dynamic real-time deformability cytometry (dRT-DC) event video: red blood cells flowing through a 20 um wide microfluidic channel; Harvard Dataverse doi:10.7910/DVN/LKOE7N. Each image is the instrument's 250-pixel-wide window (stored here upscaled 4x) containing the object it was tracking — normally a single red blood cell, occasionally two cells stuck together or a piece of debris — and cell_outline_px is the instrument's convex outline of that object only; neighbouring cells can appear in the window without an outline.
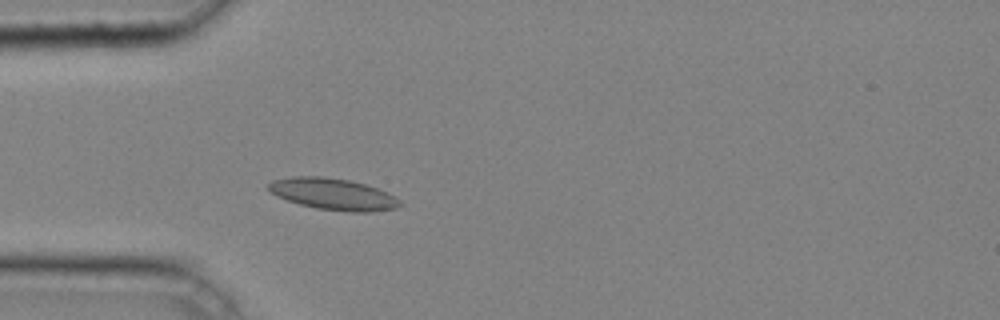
{"species": "common noctule bat (a hibernating species)", "species_latin": "Nyctalus noctula", "temperature_condition": "cold", "stored_images_in_passage": 34, "camera_frame_rate_fps": 3000, "um_per_image_px": 0.085, "animal": {"sex": "male", "body_mass_g": 20.4}, "frame": {"image": 1, "passage_image": 3, "time_ms": 0.667, "image_size_px": [1000, 320], "cell_outline_px": [[400, 204], [396, 208], [372, 212], [348, 212], [316, 208], [300, 204], [276, 196], [268, 188], [268, 184], [272, 180], [292, 176], [324, 176], [348, 180], [364, 184], [388, 192], [400, 200]], "centroid_in_image_um": [28.31, 16.5], "position_along_channel_um": 56.7, "area_um2": 24.1}}
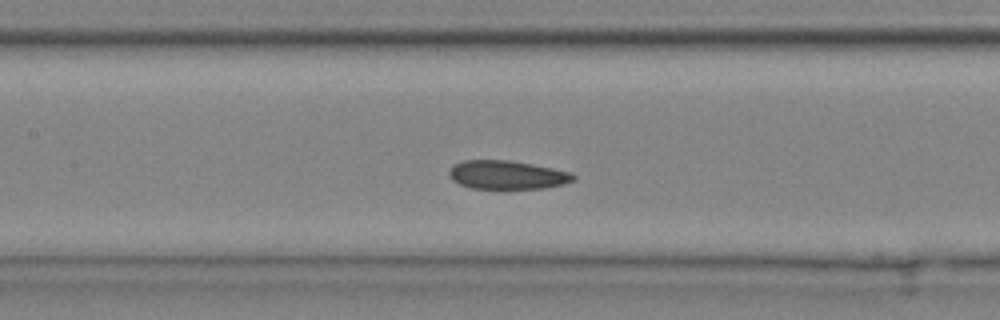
{"frame": {"image": 2, "passage_image": 11, "time_ms": 3.333, "image_size_px": [1000, 320], "cell_outline_px": [[576, 180], [564, 184], [544, 188], [472, 188], [460, 184], [452, 180], [448, 172], [452, 164], [464, 160], [508, 160], [532, 164], [572, 172], [576, 176]], "centroid_in_image_um": [43.11, 14.86], "position_along_channel_um": 164.3, "area_um2": 20.75}}
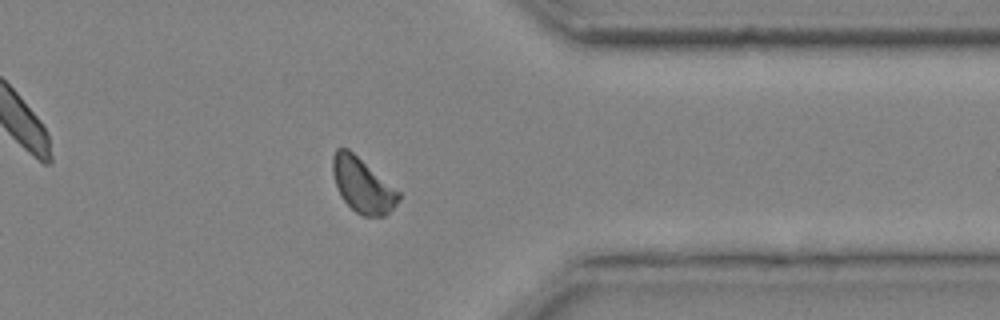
{"frame": {"image": 3, "passage_image": 27, "time_ms": 8.667, "image_size_px": [1000, 320], "cell_outline_px": [[400, 200], [384, 216], [364, 216], [356, 212], [340, 196], [332, 172], [332, 156], [336, 148], [348, 148], [400, 192]], "centroid_in_image_um": [30.8, 15.73], "position_along_channel_um": 380.6, "area_um2": 20.75}, "authors_computed_cell_mechanics": {"area_um2": 20.808, "velocity_mm_per_s": 4.2197, "shape_relaxation_time_tau1_ms": null, "shape_relaxation_time_tau2_ms": 2.1131, "deformation_change_tau1": null, "deformation_change_tau2": 0.0549}}